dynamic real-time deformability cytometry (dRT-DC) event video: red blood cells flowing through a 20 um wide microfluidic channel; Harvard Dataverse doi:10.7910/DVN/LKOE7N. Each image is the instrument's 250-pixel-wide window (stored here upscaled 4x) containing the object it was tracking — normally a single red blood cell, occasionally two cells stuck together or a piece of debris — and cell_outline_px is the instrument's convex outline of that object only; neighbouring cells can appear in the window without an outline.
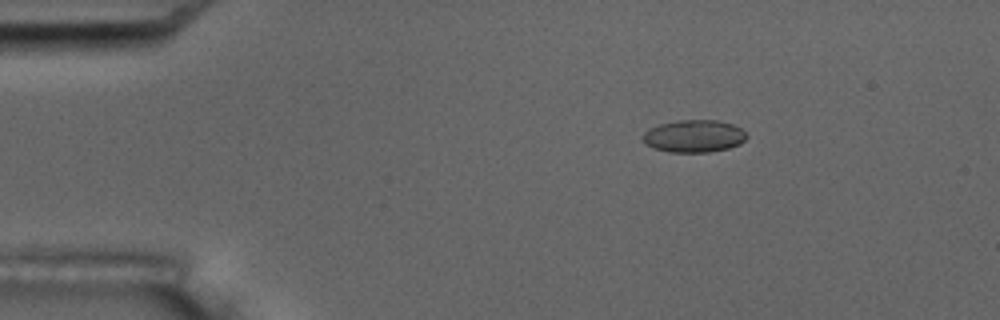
{"species": "common noctule bat (a hibernating species)", "species_latin": "Nyctalus noctula", "temperature_condition": "room temperature", "stored_images_in_passage": 5, "camera_frame_rate_fps": 3000, "um_per_image_px": 0.085, "animal": {"sex": "male", "body_mass_g": 17.5, "forearm_length_mm": 52.3}, "frame": {"image": 1, "passage_image": 3, "time_ms": 2.333, "image_size_px": [1000, 320], "cell_outline_px": [[748, 136], [740, 144], [728, 148], [708, 152], [668, 152], [644, 144], [644, 132], [648, 128], [660, 124], [676, 120], [716, 120], [732, 124], [740, 128]], "centroid_in_image_um": [58.98, 11.56], "position_along_channel_um": 26.0, "area_um2": 19.54}}